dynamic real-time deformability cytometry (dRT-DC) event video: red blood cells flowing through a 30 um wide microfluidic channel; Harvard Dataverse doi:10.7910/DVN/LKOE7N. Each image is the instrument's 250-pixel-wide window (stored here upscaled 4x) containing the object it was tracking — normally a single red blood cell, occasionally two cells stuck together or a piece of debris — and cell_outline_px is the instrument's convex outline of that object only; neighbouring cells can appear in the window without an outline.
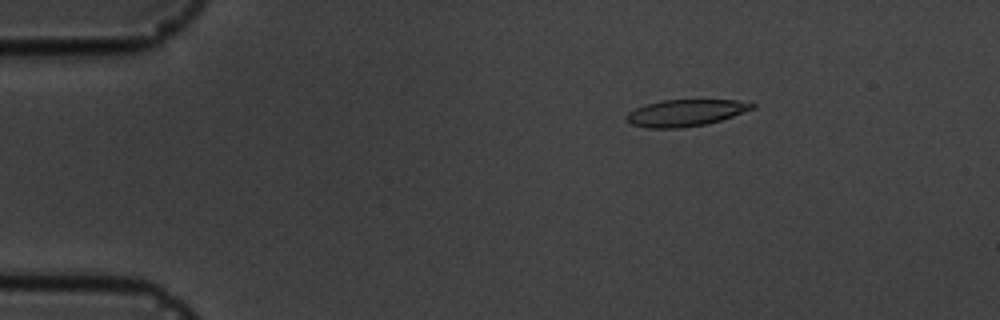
{"species": "common noctule bat (a hibernating species)", "species_latin": "Nyctalus noctula", "temperature_condition": "cold", "stored_images_in_passage": 4, "camera_frame_rate_fps": 3000, "um_per_image_px": 0.085, "animal": {"sex": "male", "body_mass_g": 19.5, "forearm_length_mm": 54.6}, "frame": {"image": 1, "passage_image": 2, "time_ms": 1.333, "image_size_px": [1000, 320], "cell_outline_px": [[756, 108], [720, 120], [704, 124], [680, 128], [648, 128], [632, 124], [624, 120], [624, 116], [628, 112], [636, 108], [648, 104], [664, 100], [736, 100], [756, 104]], "centroid_in_image_um": [58.25, 9.59], "position_along_channel_um": 26.8, "area_um2": 19.42}}